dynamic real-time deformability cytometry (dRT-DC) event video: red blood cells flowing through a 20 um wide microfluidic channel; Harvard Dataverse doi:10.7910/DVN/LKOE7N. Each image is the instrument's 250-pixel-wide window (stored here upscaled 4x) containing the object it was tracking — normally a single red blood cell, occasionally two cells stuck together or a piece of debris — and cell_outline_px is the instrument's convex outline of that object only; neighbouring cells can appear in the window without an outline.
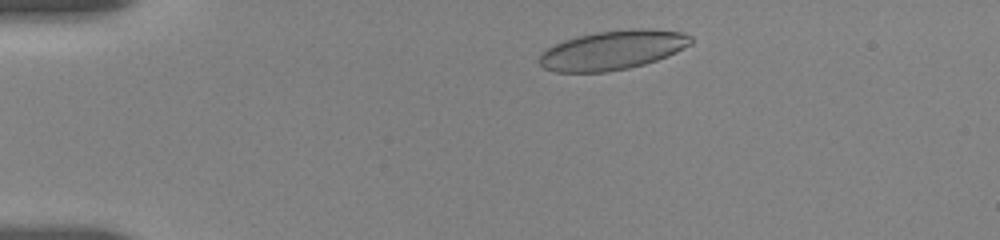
{"species": "human", "species_latin": "Homo sapiens", "temperature_condition": "room temperature", "stored_images_in_passage": 15, "camera_frame_rate_fps": 3000, "um_per_image_px": 0.085, "donor": {"sex": "female"}, "frame": {"image": 1, "passage_image": 3, "time_ms": 1.0, "image_size_px": [1000, 240], "cell_outline_px": [[692, 44], [668, 56], [644, 64], [628, 68], [608, 72], [556, 72], [544, 68], [536, 60], [548, 48], [564, 40], [596, 32], [640, 28], [644, 28], [684, 32], [692, 36]], "centroid_in_image_um": [52.1, 4.26], "position_along_channel_um": 32.9, "area_um2": 34.56}}
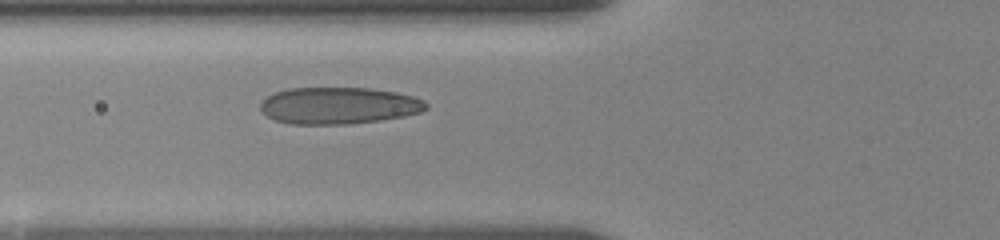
{"frame": {"image": 2, "passage_image": 10, "time_ms": 4.333, "image_size_px": [1000, 240], "cell_outline_px": [[428, 108], [420, 112], [404, 116], [380, 120], [352, 124], [292, 124], [276, 120], [268, 116], [260, 108], [260, 100], [276, 92], [288, 88], [368, 88], [396, 92], [412, 96], [424, 100], [428, 104]], "centroid_in_image_um": [28.8, 8.97], "position_along_channel_um": 97.0, "area_um2": 35.55}}
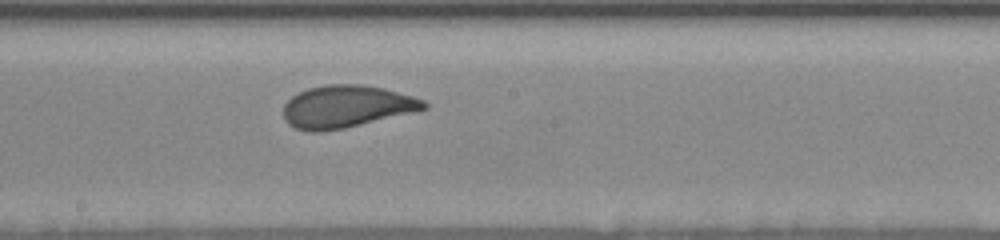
{"frame": {"image": 3, "passage_image": 15, "time_ms": 7.667, "image_size_px": [1000, 240], "cell_outline_px": [[428, 108], [344, 128], [320, 132], [308, 132], [296, 128], [288, 124], [284, 120], [284, 104], [292, 96], [308, 88], [328, 84], [360, 84], [384, 88], [412, 96], [424, 100], [428, 104]], "centroid_in_image_um": [29.41, 9.05], "position_along_channel_um": 218.8, "area_um2": 34.45}}